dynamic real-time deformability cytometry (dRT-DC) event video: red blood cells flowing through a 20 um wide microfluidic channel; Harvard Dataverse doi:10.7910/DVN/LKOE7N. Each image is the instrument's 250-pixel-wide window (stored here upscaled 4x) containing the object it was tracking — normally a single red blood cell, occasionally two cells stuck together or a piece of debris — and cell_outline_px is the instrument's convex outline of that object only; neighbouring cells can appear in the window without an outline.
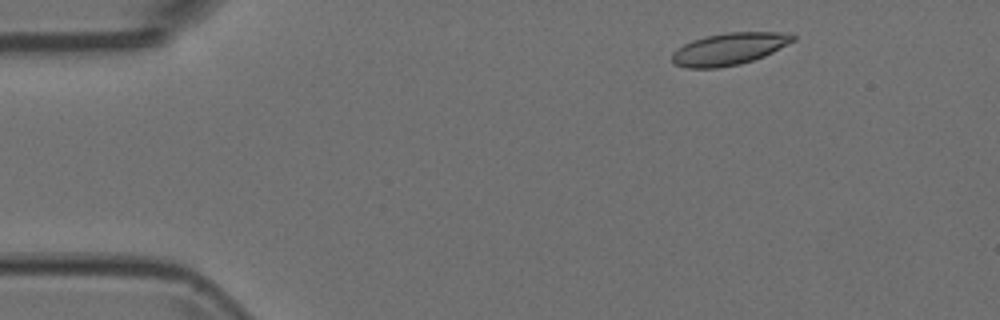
{"species": "Egyptian fruit bat (a non-hibernating species)", "species_latin": "Rousettus aegyptiacus", "temperature_condition": "room temperature", "stored_images_in_passage": 4, "camera_frame_rate_fps": 3000, "um_per_image_px": 0.085, "animal": {"sex": "female"}, "frame": {"image": 1, "passage_image": 1, "time_ms": 0.0, "image_size_px": [1000, 320], "cell_outline_px": [[796, 40], [764, 56], [740, 64], [720, 68], [688, 68], [676, 64], [672, 60], [672, 52], [676, 48], [692, 40], [708, 36], [728, 32], [788, 32], [796, 36]], "centroid_in_image_um": [61.99, 4.15], "position_along_channel_um": 23.0, "area_um2": 22.6}}